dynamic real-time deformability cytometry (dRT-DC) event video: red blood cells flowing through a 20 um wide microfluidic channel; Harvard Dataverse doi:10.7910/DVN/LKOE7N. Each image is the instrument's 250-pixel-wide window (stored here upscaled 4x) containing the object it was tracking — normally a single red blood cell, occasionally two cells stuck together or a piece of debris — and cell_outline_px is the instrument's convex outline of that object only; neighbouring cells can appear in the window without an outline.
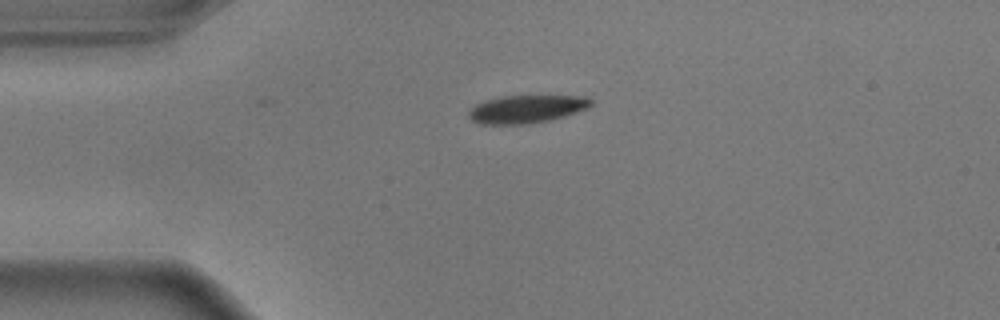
{"species": "common noctule bat (a hibernating species)", "species_latin": "Nyctalus noctula", "temperature_condition": "warm", "stored_images_in_passage": 43, "camera_frame_rate_fps": 3000, "um_per_image_px": 0.085, "animal": {"sex": "male", "body_mass_g": 17.9}, "frame": {"image": 1, "passage_image": 1, "time_ms": 0.0, "image_size_px": [1000, 320], "cell_outline_px": [[592, 104], [588, 108], [564, 116], [548, 120], [524, 124], [480, 124], [472, 120], [468, 116], [468, 112], [476, 104], [484, 100], [500, 96], [588, 96], [592, 100]], "centroid_in_image_um": [44.75, 9.26], "position_along_channel_um": 40.3, "area_um2": 19.83}}
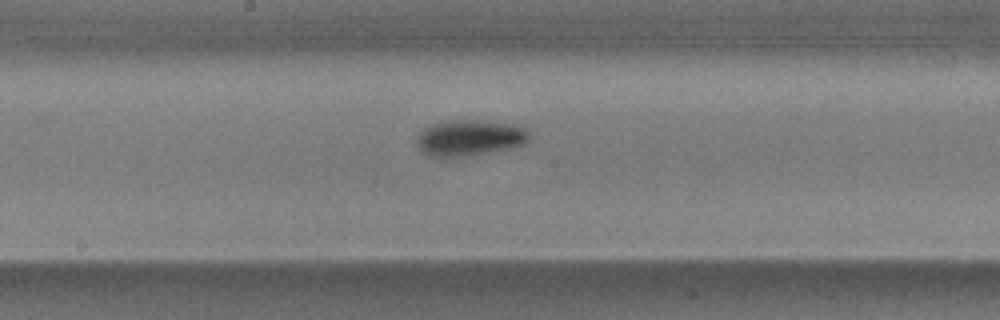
{"frame": {"image": 2, "passage_image": 17, "time_ms": 5.333, "image_size_px": [1000, 320], "cell_outline_px": [[532, 136], [528, 144], [512, 148], [464, 156], [428, 156], [420, 152], [416, 144], [416, 136], [424, 128], [440, 120], [476, 120], [512, 124], [524, 128]], "centroid_in_image_um": [39.91, 11.71], "position_along_channel_um": 208.3, "area_um2": 23.93}}
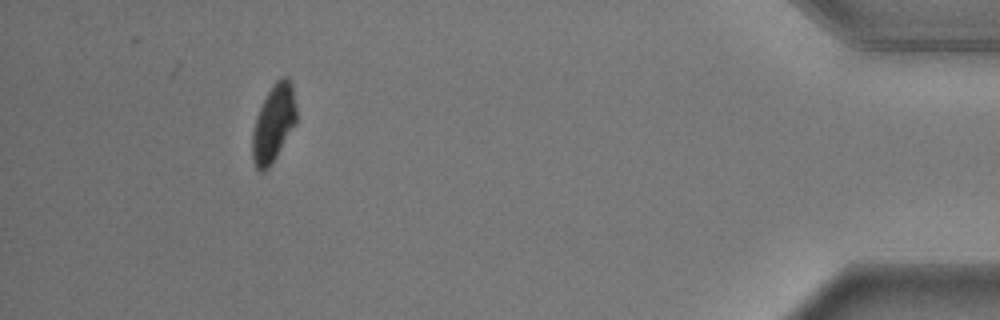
{"frame": {"image": 3, "passage_image": 39, "time_ms": 12.667, "image_size_px": [1000, 320], "cell_outline_px": [[296, 124], [272, 164], [264, 172], [260, 172], [256, 168], [252, 160], [252, 132], [256, 116], [272, 84], [276, 80], [284, 76], [288, 76], [292, 84], [296, 108]], "centroid_in_image_um": [23.25, 10.5], "position_along_channel_um": 411.9, "area_um2": 20.0}, "authors_computed_cell_mechanics": {"area_um2": 21.675, "velocity_mm_per_s": 3.6209, "shape_relaxation_time_tau1_ms": 2.2148, "shape_relaxation_time_tau2_ms": null, "deformation_change_tau1": 0.154, "deformation_change_tau2": null}}